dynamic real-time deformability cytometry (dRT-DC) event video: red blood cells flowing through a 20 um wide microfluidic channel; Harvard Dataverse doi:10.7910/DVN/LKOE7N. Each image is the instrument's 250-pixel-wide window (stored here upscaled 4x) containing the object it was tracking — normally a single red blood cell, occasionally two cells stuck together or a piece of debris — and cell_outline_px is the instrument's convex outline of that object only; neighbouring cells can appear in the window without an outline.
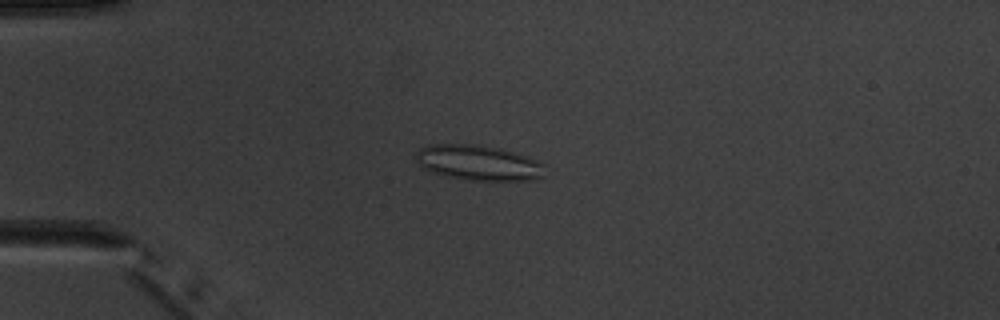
{"species": "common noctule bat (a hibernating species)", "species_latin": "Nyctalus noctula", "temperature_condition": "warm", "stored_images_in_passage": 3, "camera_frame_rate_fps": 3000, "um_per_image_px": 0.085, "animal": {"sex": "male", "body_mass_g": 20.1, "forearm_length_mm": 53.5}, "frame": {"image": 1, "passage_image": 3, "time_ms": 4.0, "image_size_px": [1000, 320], "cell_outline_px": [[544, 176], [536, 180], [468, 180], [448, 176], [432, 172], [420, 168], [416, 160], [416, 152], [420, 148], [428, 144], [476, 144], [500, 148], [528, 156], [544, 164]], "centroid_in_image_um": [40.65, 13.83], "position_along_channel_um": 44.3, "area_um2": 26.76}}